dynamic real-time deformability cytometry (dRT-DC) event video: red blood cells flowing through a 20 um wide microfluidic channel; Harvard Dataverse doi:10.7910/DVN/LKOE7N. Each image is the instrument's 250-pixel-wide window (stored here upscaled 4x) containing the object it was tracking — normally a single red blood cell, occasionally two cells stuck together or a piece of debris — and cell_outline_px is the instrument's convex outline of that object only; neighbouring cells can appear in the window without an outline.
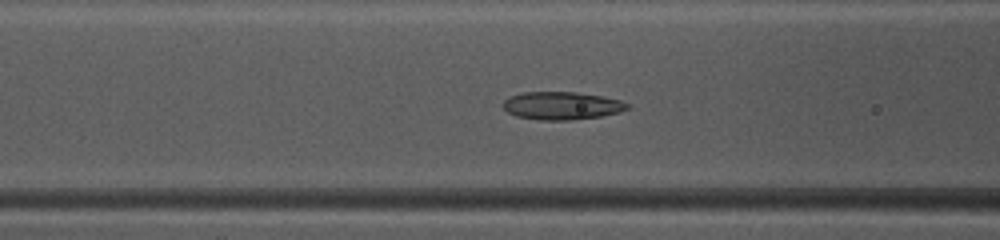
{"species": "common noctule bat (a hibernating species)", "species_latin": "Nyctalus noctula", "temperature_condition": "warm", "stored_images_in_passage": 38, "camera_frame_rate_fps": 3000, "um_per_image_px": 0.085, "animal": {"sex": "female", "body_mass_g": 10.0, "forearm_length_mm": 53.1}, "frame": {"image": 1, "passage_image": 10, "time_ms": 3.0, "image_size_px": [1000, 240], "cell_outline_px": [[628, 108], [620, 112], [600, 116], [568, 120], [540, 120], [516, 116], [508, 112], [504, 108], [504, 100], [508, 96], [524, 92], [576, 92], [604, 96], [620, 100], [628, 104]], "centroid_in_image_um": [47.74, 8.97], "position_along_channel_um": 118.9, "area_um2": 20.11}}
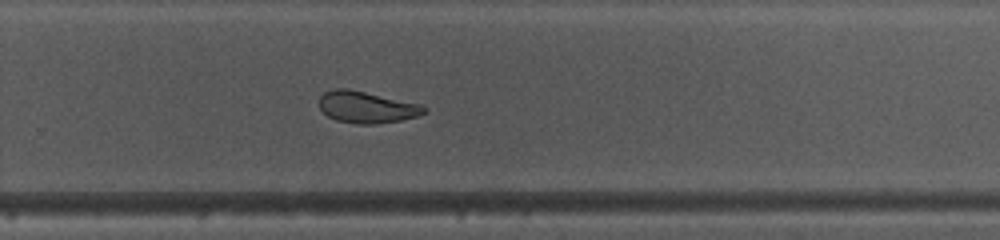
{"frame": {"image": 2, "passage_image": 23, "time_ms": 7.333, "image_size_px": [1000, 240], "cell_outline_px": [[428, 112], [416, 116], [400, 120], [376, 124], [356, 124], [336, 120], [328, 116], [320, 108], [320, 96], [324, 92], [332, 88], [348, 88], [420, 104], [428, 108]], "centroid_in_image_um": [31.16, 9.1], "position_along_channel_um": 298.6, "area_um2": 19.36}}
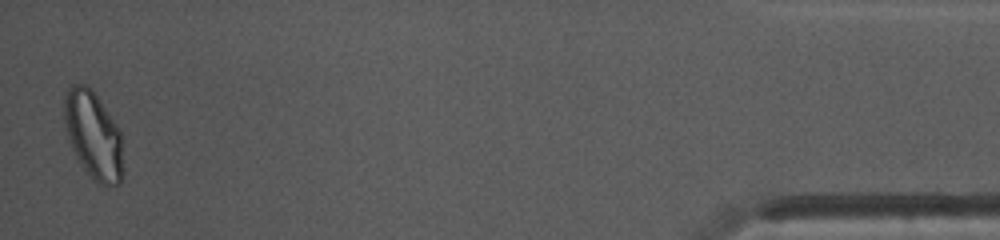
{"frame": {"image": 3, "passage_image": 38, "time_ms": 12.333, "image_size_px": [1000, 240], "cell_outline_px": [[124, 180], [120, 184], [100, 184], [84, 168], [76, 156], [68, 140], [64, 124], [64, 96], [68, 88], [72, 84], [84, 84], [96, 96], [120, 132], [124, 172]], "centroid_in_image_um": [7.93, 11.52], "position_along_channel_um": 427.3, "area_um2": 29.54}, "authors_computed_cell_mechanics": {"area_um2": 20.2589, "velocity_mm_per_s": 4.1563, "shape_relaxation_time_tau1_ms": null, "shape_relaxation_time_tau2_ms": 3.7906, "deformation_change_tau1": null, "deformation_change_tau2": 0.1087}}